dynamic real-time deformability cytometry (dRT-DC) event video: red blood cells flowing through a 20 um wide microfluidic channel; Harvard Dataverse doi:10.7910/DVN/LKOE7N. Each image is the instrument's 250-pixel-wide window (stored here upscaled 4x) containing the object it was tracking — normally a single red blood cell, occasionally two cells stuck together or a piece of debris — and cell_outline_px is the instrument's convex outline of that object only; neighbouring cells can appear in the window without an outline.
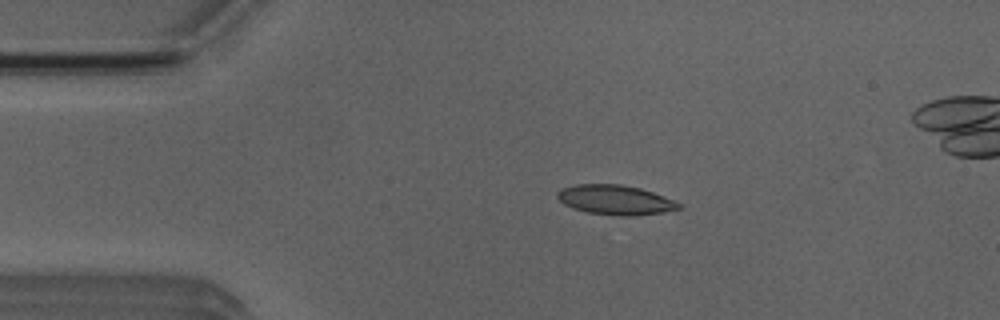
{"species": "Egyptian fruit bat (a non-hibernating species)", "species_latin": "Rousettus aegyptiacus", "temperature_condition": "room temperature", "stored_images_in_passage": 31, "camera_frame_rate_fps": 3000, "um_per_image_px": 0.085, "animal": {"sex": "male"}, "frame": {"image": 1, "passage_image": 2, "time_ms": 0.333, "image_size_px": [1000, 320], "cell_outline_px": [[680, 208], [660, 212], [632, 216], [616, 216], [588, 212], [572, 208], [564, 204], [556, 196], [556, 192], [564, 188], [576, 184], [620, 184], [640, 188], [664, 196], [680, 204]], "centroid_in_image_um": [52.25, 16.99], "position_along_channel_um": 32.7, "area_um2": 20.75}}
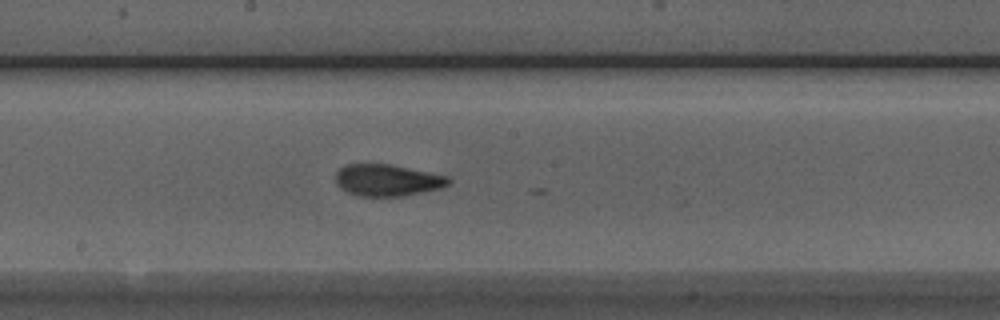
{"frame": {"image": 2, "passage_image": 19, "time_ms": 6.0, "image_size_px": [1000, 320], "cell_outline_px": [[452, 180], [448, 184], [440, 188], [404, 196], [356, 196], [340, 188], [336, 184], [336, 172], [340, 168], [348, 164], [388, 164], [448, 176]], "centroid_in_image_um": [32.9, 15.32], "position_along_channel_um": 215.3, "area_um2": 20.75}}
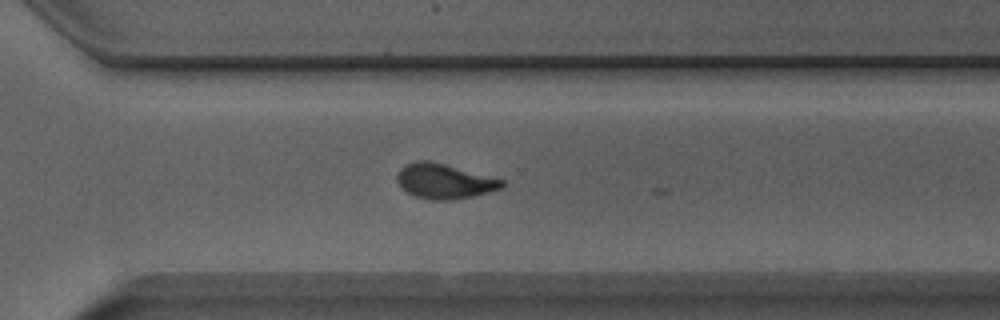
{"frame": {"image": 3, "passage_image": 28, "time_ms": 9.0, "image_size_px": [1000, 320], "cell_outline_px": [[504, 184], [500, 188], [488, 192], [472, 196], [448, 200], [432, 200], [416, 196], [408, 192], [396, 180], [396, 172], [404, 164], [416, 160], [428, 160], [444, 164], [504, 180]], "centroid_in_image_um": [37.71, 15.39], "position_along_channel_um": 332.9, "area_um2": 21.04}}